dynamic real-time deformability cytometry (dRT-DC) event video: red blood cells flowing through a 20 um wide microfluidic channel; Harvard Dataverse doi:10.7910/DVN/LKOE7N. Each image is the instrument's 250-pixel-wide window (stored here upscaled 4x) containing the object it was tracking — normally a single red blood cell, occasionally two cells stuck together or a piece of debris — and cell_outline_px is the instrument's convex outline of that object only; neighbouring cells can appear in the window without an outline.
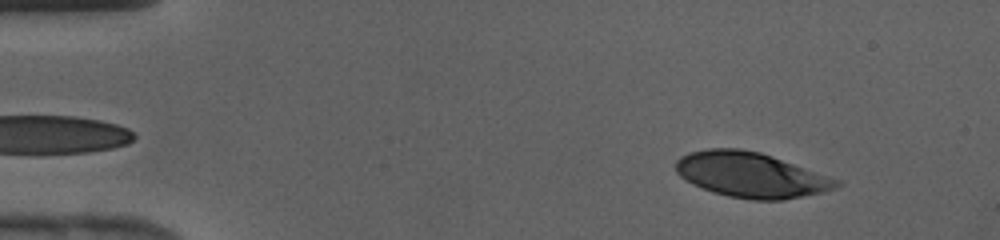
{"species": "human", "species_latin": "Homo sapiens", "temperature_condition": "cold", "stored_images_in_passage": 41, "camera_frame_rate_fps": 3000, "um_per_image_px": 0.085, "donor": {"sex": "female"}, "frame": {"image": 1, "passage_image": 4, "time_ms": 1.0, "image_size_px": [1000, 240], "cell_outline_px": [[840, 184], [836, 188], [824, 192], [780, 200], [752, 200], [728, 196], [712, 192], [692, 184], [680, 176], [676, 172], [676, 160], [680, 156], [688, 152], [708, 148], [740, 148], [760, 152], [772, 156], [840, 180]], "centroid_in_image_um": [63.8, 14.86], "position_along_channel_um": 21.2, "area_um2": 42.25}}
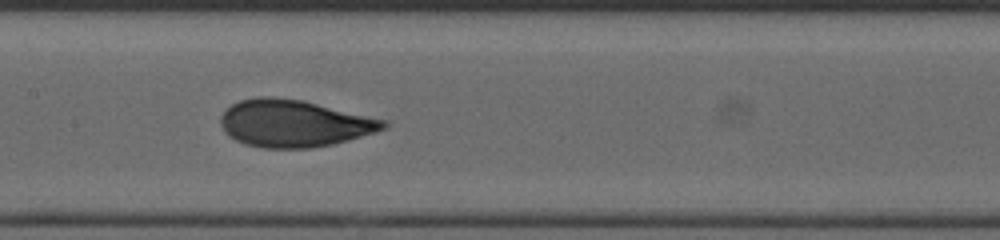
{"frame": {"image": 2, "passage_image": 20, "time_ms": 6.333, "image_size_px": [1000, 240], "cell_outline_px": [[388, 128], [376, 132], [348, 140], [332, 144], [312, 148], [264, 148], [244, 144], [228, 136], [224, 132], [220, 124], [220, 116], [232, 104], [240, 100], [256, 96], [272, 96], [300, 100], [388, 120]], "centroid_in_image_um": [24.99, 10.49], "position_along_channel_um": 182.4, "area_um2": 44.85}}
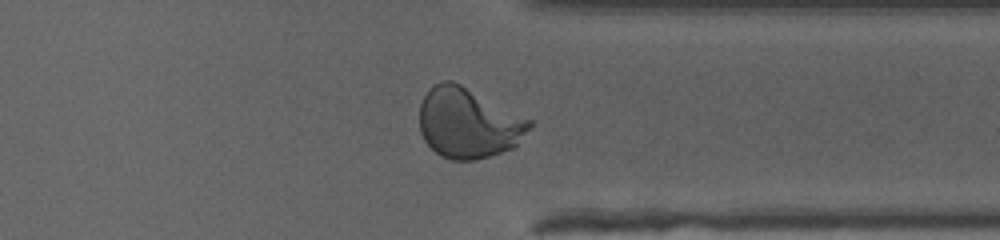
{"frame": {"image": 3, "passage_image": 32, "time_ms": 10.333, "image_size_px": [1000, 240], "cell_outline_px": [[532, 124], [516, 144], [512, 148], [476, 160], [452, 160], [440, 156], [424, 140], [420, 132], [420, 104], [424, 96], [436, 84], [444, 80], [452, 80], [532, 120]], "centroid_in_image_um": [39.78, 10.47], "position_along_channel_um": 371.6, "area_um2": 44.39}}